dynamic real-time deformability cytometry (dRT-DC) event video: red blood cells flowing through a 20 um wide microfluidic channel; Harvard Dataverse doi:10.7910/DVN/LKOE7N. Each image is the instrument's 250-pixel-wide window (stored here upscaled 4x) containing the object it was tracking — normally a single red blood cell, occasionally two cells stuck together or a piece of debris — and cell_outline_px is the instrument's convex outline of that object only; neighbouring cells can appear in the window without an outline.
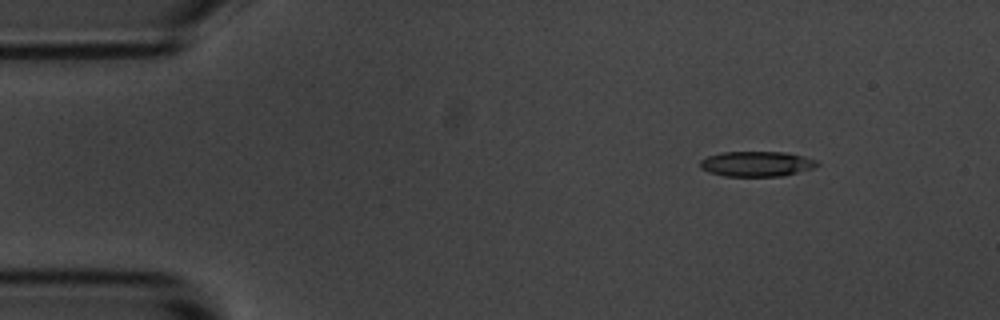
{"species": "common noctule bat (a hibernating species)", "species_latin": "Nyctalus noctula", "temperature_condition": "room temperature", "stored_images_in_passage": 6, "segment_of_instrument_passage": [1, 2], "camera_frame_rate_fps": 3000, "um_per_image_px": 0.085, "animal": {"sex": "male", "body_mass_g": 20.1, "forearm_length_mm": 53.5}, "frame": {"image": 1, "passage_image": 3, "time_ms": 2.0, "image_size_px": [1000, 320], "cell_outline_px": [[820, 164], [812, 168], [784, 176], [724, 176], [708, 172], [700, 168], [700, 160], [708, 156], [720, 152], [784, 152], [816, 160]], "centroid_in_image_um": [64.26, 13.93], "position_along_channel_um": 20.7, "area_um2": 17.11}}